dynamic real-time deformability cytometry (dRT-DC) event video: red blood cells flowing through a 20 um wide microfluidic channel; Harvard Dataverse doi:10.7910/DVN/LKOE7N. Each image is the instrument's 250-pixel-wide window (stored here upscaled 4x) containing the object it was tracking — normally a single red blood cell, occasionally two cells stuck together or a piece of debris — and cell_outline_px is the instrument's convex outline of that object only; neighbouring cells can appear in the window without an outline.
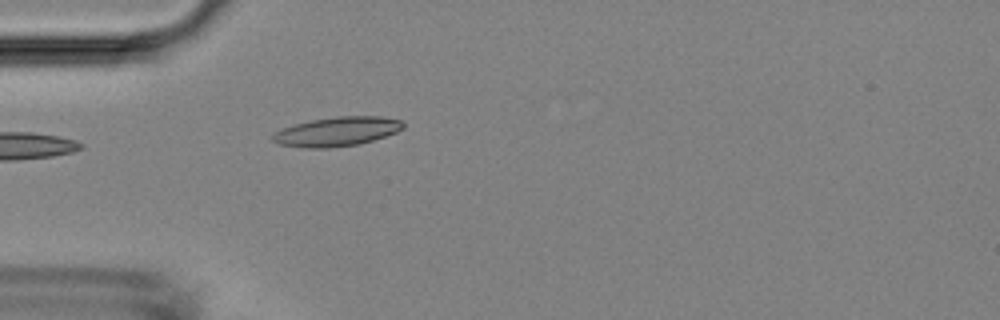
{"species": "Egyptian fruit bat (a non-hibernating species)", "species_latin": "Rousettus aegyptiacus", "temperature_condition": "room temperature", "stored_images_in_passage": 1, "camera_frame_rate_fps": 3000, "um_per_image_px": 0.085, "animal": {"sex": "female"}, "frame": {"image": 1, "passage_image": 1, "time_ms": 0.0, "image_size_px": [1000, 320], "cell_outline_px": [[404, 128], [396, 132], [360, 144], [328, 148], [304, 148], [280, 144], [272, 140], [272, 136], [276, 132], [284, 128], [296, 124], [312, 120], [336, 116], [380, 116], [404, 120]], "centroid_in_image_um": [28.69, 11.18], "position_along_channel_um": 56.3, "area_um2": 22.14}}